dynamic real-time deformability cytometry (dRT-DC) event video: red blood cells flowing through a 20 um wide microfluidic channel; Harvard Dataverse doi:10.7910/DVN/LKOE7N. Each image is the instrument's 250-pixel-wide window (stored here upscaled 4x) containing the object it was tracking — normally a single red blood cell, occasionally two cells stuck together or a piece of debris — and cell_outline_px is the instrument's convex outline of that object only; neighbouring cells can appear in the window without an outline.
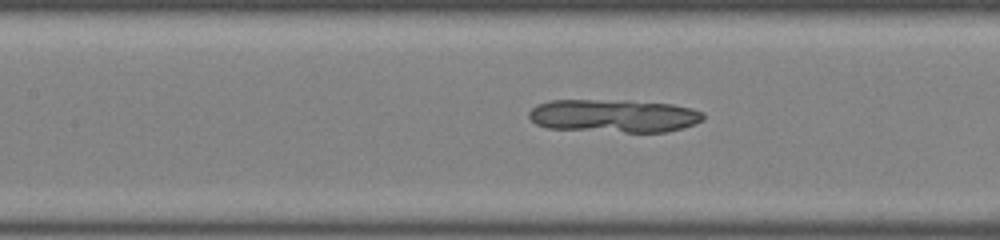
{"species": "common noctule bat (a hibernating species)", "species_latin": "Nyctalus noctula", "temperature_condition": "room temperature", "stored_images_in_passage": 35, "camera_frame_rate_fps": 3000, "um_per_image_px": 0.085, "animal": {"sex": "female", "body_mass_g": 22.0, "forearm_length_mm": 56.7}, "frame": {"image": 1, "passage_image": 9, "time_ms": 2.667, "image_size_px": [1000, 240], "cell_outline_px": [[704, 120], [696, 124], [664, 132], [624, 132], [548, 128], [536, 124], [528, 116], [528, 112], [536, 104], [548, 100], [628, 100], [672, 104], [692, 108], [704, 112]], "centroid_in_image_um": [52.18, 9.83], "position_along_channel_um": 155.2, "area_um2": 33.87}}
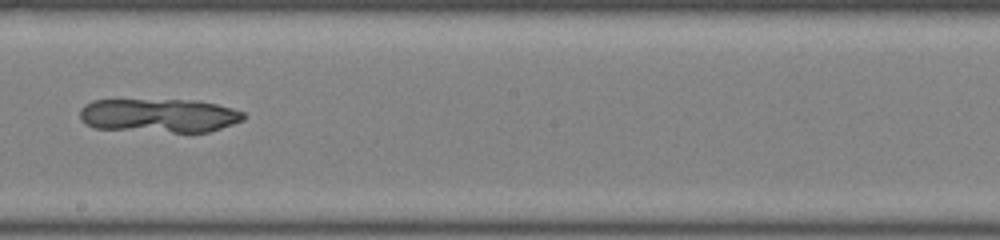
{"frame": {"image": 2, "passage_image": 15, "time_ms": 4.667, "image_size_px": [1000, 240], "cell_outline_px": [[244, 120], [208, 132], [172, 132], [92, 128], [80, 120], [80, 108], [84, 104], [92, 100], [196, 100], [216, 104], [232, 108], [244, 112]], "centroid_in_image_um": [13.49, 9.81], "position_along_channel_um": 234.7, "area_um2": 32.37}}
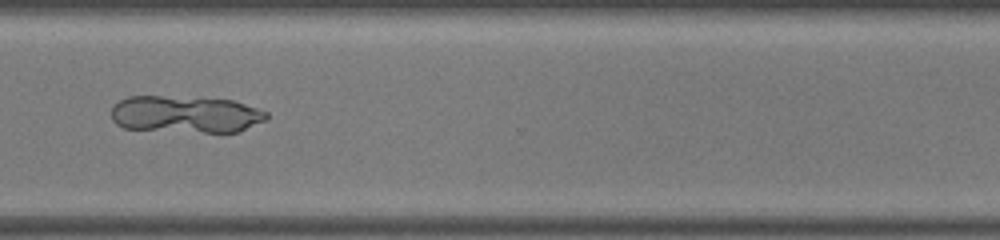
{"frame": {"image": 3, "passage_image": 24, "time_ms": 7.667, "image_size_px": [1000, 240], "cell_outline_px": [[268, 116], [264, 120], [236, 132], [204, 132], [124, 128], [116, 124], [112, 120], [112, 108], [120, 100], [128, 96], [160, 96], [232, 100], [268, 112]], "centroid_in_image_um": [15.74, 9.71], "position_along_channel_um": 354.9, "area_um2": 32.95}}